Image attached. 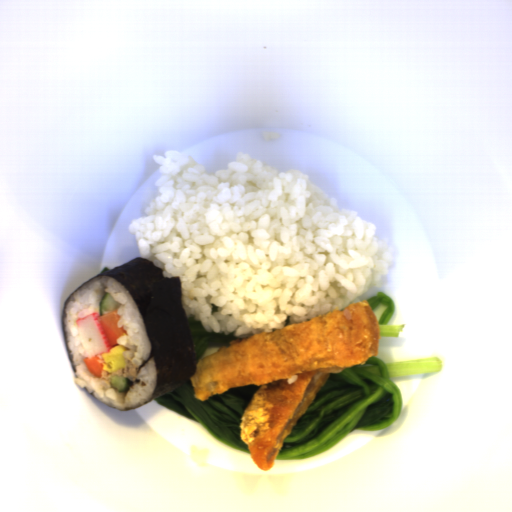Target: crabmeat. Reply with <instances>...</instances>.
Wrapping results in <instances>:
<instances>
[{
  "mask_svg": "<svg viewBox=\"0 0 512 512\" xmlns=\"http://www.w3.org/2000/svg\"><path fill=\"white\" fill-rule=\"evenodd\" d=\"M76 326L83 350L93 358L111 350L109 340L97 312L76 320Z\"/></svg>",
  "mask_w": 512,
  "mask_h": 512,
  "instance_id": "1",
  "label": "crabmeat"
}]
</instances>
